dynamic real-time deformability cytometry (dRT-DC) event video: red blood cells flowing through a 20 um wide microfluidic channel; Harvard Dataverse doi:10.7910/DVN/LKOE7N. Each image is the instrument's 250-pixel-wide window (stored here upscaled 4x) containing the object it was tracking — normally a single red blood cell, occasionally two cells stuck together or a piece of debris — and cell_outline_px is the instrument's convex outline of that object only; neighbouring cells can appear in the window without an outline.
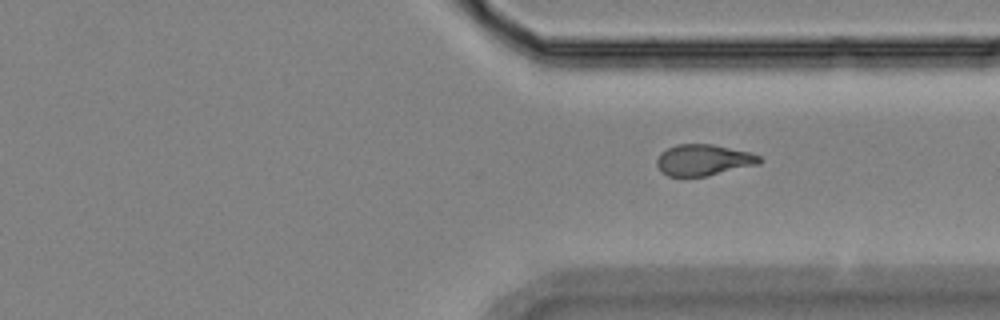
{"species": "Egyptian fruit bat (a non-hibernating species)", "species_latin": "Rousettus aegyptiacus", "temperature_condition": "room temperature", "stored_images_in_passage": 11, "segment_of_instrument_passage": [2, 2], "camera_frame_rate_fps": 3000, "um_per_image_px": 0.085, "animal": {"sex": "female"}, "frame": {"image": 1, "passage_image": 11, "time_ms": 12.667, "image_size_px": [1000, 320], "cell_outline_px": [[764, 160], [760, 164], [708, 176], [668, 176], [660, 172], [656, 164], [656, 160], [660, 152], [676, 144], [712, 144], [752, 152], [760, 156]], "centroid_in_image_um": [59.82, 13.6], "position_along_channel_um": 351.6, "area_um2": 19.02}}